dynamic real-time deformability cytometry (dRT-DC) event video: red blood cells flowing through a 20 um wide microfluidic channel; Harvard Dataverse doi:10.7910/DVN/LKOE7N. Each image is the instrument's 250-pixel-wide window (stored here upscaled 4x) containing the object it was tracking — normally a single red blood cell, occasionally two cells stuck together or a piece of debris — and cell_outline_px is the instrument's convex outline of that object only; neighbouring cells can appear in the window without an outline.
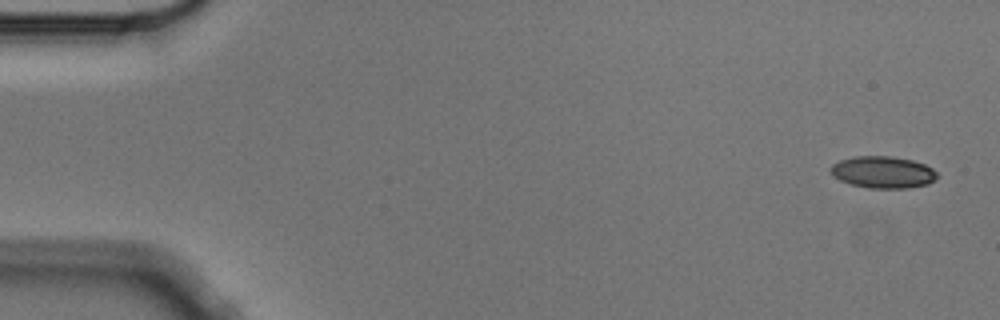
{"species": "Egyptian fruit bat (a non-hibernating species)", "species_latin": "Rousettus aegyptiacus", "temperature_condition": "cold", "stored_images_in_passage": 5, "camera_frame_rate_fps": 3000, "um_per_image_px": 0.085, "animal": {"sex": "male"}, "frame": {"image": 1, "passage_image": 1, "time_ms": 0.0, "image_size_px": [1000, 320], "cell_outline_px": [[936, 176], [928, 184], [904, 188], [868, 188], [852, 184], [840, 180], [832, 176], [828, 168], [832, 164], [840, 160], [856, 156], [892, 156], [912, 160], [924, 164], [932, 168], [936, 172]], "centroid_in_image_um": [74.99, 14.63], "position_along_channel_um": 10.0, "area_um2": 19.71}}
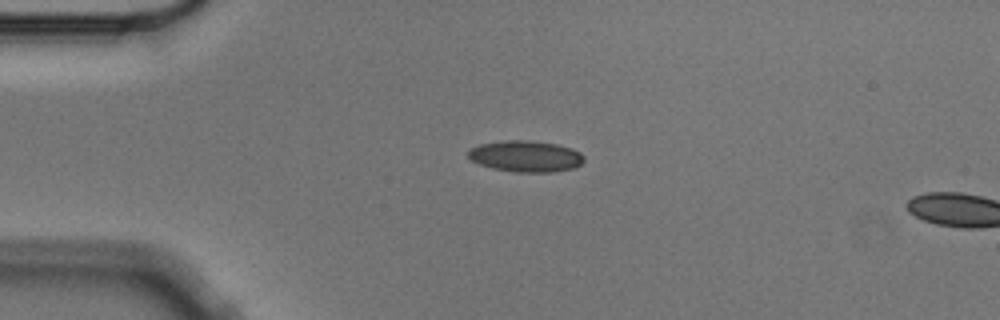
{"frame": {"image": 2, "passage_image": 4, "time_ms": 1.0, "image_size_px": [1000, 320], "cell_outline_px": [[584, 160], [576, 168], [556, 172], [516, 172], [492, 168], [480, 164], [472, 160], [468, 156], [468, 152], [472, 148], [480, 144], [504, 140], [528, 140], [556, 144], [572, 148], [580, 152], [584, 156]], "centroid_in_image_um": [44.73, 13.28], "position_along_channel_um": 40.3, "area_um2": 21.15}}